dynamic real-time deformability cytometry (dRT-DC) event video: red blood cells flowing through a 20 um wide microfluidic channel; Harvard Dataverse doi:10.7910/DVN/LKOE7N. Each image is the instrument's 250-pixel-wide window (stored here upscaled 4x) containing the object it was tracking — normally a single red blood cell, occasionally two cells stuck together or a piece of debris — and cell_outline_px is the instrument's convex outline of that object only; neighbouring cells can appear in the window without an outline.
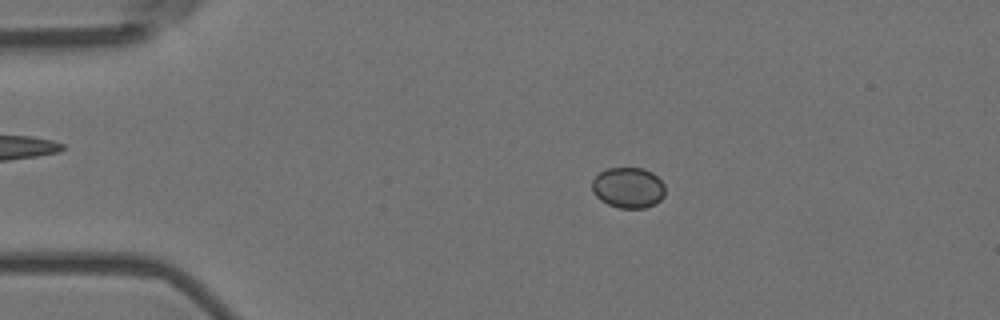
{"species": "Egyptian fruit bat (a non-hibernating species)", "species_latin": "Rousettus aegyptiacus", "temperature_condition": "room temperature", "stored_images_in_passage": 4, "camera_frame_rate_fps": 3000, "um_per_image_px": 0.085, "animal": {"sex": "female"}, "frame": {"image": 1, "passage_image": 3, "time_ms": 0.667, "image_size_px": [1000, 320], "cell_outline_px": [[664, 196], [656, 204], [644, 208], [620, 208], [608, 204], [600, 200], [592, 192], [592, 180], [600, 172], [608, 168], [644, 168], [652, 172], [664, 184]], "centroid_in_image_um": [53.39, 15.96], "position_along_channel_um": 31.6, "area_um2": 17.4}}